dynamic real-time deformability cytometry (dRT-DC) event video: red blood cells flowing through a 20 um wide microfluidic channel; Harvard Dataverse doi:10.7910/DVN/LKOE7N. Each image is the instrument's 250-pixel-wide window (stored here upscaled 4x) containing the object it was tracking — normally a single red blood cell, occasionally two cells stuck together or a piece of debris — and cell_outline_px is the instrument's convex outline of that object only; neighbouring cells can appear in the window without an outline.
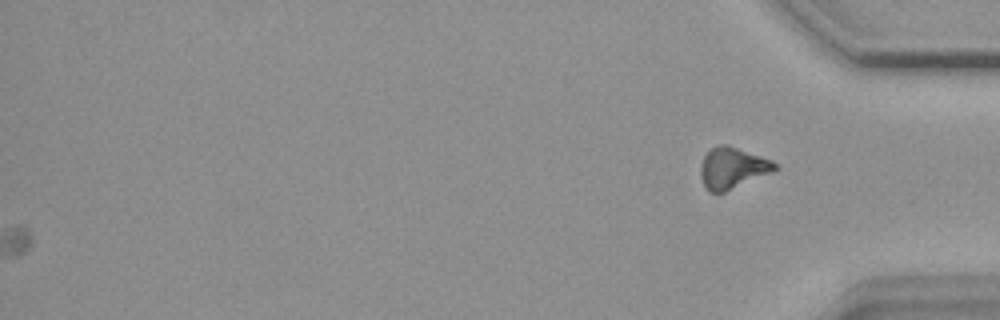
{"species": "common noctule bat (a hibernating species)", "species_latin": "Nyctalus noctula", "temperature_condition": "warm", "stored_images_in_passage": 62, "camera_frame_rate_fps": 3000, "um_per_image_px": 0.085, "animal": {"sex": "female", "body_mass_g": 18.4}, "frame": {"image": 1, "passage_image": 62, "time_ms": 20.333, "image_size_px": [1000, 320], "cell_outline_px": [[780, 168], [724, 192], [708, 192], [700, 176], [700, 164], [704, 156], [712, 148], [720, 144], [728, 144], [772, 160]], "centroid_in_image_um": [62.24, 14.26], "position_along_channel_um": 373.0, "area_um2": 17.69}}